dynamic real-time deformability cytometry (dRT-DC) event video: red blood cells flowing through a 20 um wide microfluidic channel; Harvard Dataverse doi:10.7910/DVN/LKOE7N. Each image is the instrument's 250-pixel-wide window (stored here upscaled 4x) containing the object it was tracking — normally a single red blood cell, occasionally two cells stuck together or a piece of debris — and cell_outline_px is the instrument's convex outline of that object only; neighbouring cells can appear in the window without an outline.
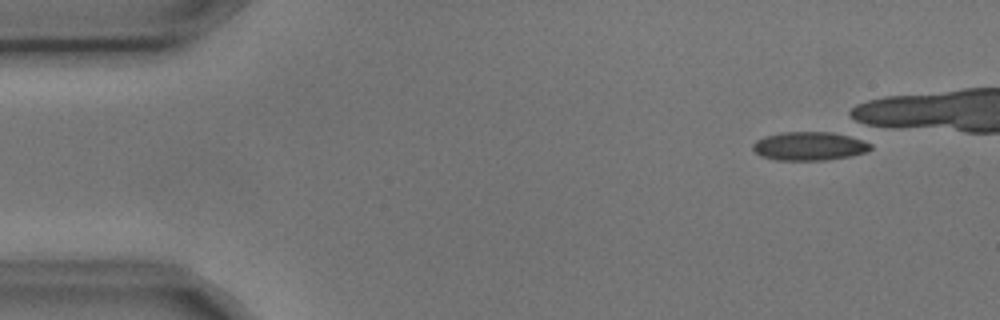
{"species": "common noctule bat (a hibernating species)", "species_latin": "Nyctalus noctula", "temperature_condition": "cold", "stored_images_in_passage": 6, "camera_frame_rate_fps": 3000, "um_per_image_px": 0.085, "animal": {"sex": "male", "body_mass_g": 17.9, "forearm_length_mm": 54.2}, "frame": {"image": 1, "passage_image": 1, "time_ms": 0.0, "image_size_px": [1000, 320], "cell_outline_px": [[872, 148], [864, 152], [848, 156], [824, 160], [776, 160], [760, 156], [752, 148], [752, 144], [756, 140], [764, 136], [780, 132], [832, 132], [848, 136], [872, 144]], "centroid_in_image_um": [68.72, 12.41], "position_along_channel_um": 16.3, "area_um2": 19.48}}